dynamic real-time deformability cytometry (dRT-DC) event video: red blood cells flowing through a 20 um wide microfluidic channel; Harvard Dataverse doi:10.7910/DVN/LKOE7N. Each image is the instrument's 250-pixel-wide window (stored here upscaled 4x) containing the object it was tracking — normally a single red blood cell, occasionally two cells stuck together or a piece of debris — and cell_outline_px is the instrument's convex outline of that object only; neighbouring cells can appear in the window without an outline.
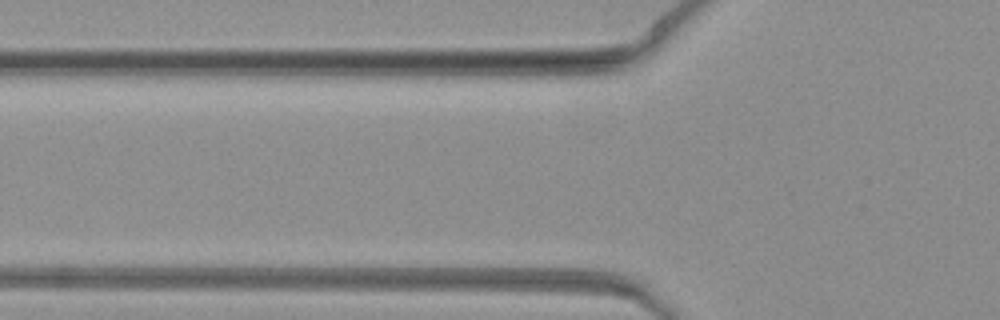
{"species": "common noctule bat (a hibernating species)", "species_latin": "Nyctalus noctula", "temperature_condition": "warm", "stored_images_in_passage": 3, "camera_frame_rate_fps": 3000, "um_per_image_px": 0.085, "animal": {"sex": "female", "body_mass_g": 19.3, "forearm_length_mm": 54.1}, "frame": {"image": 1, "passage_image": 2, "time_ms": 0.333, "image_size_px": [1000, 320], "cell_outline_px": [[632, 300], [444, 292], [424, 288], [448, 280], [524, 280], [560, 284], [628, 292]], "centroid_in_image_um": [44.78, 24.58], "position_along_channel_um": 81.0, "area_um2": 17.57}}